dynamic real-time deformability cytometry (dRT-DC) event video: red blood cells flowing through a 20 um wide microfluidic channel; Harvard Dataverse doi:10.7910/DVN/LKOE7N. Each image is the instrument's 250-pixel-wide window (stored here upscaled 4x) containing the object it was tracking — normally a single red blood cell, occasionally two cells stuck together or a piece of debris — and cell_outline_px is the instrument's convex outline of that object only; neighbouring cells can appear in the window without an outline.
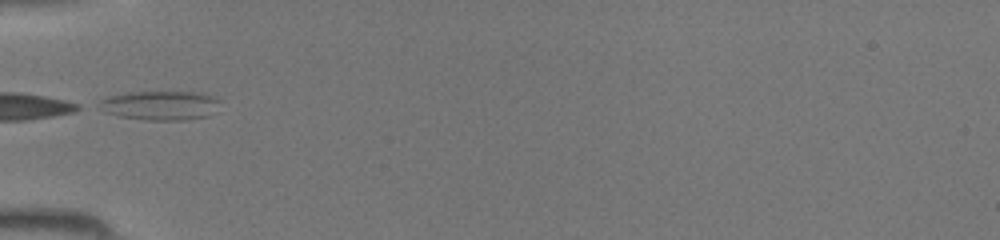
{"species": "common noctule bat (a hibernating species)", "species_latin": "Nyctalus noctula", "temperature_condition": "room temperature", "stored_images_in_passage": 27, "camera_frame_rate_fps": 3000, "um_per_image_px": 0.085, "animal": {"sex": "female", "body_mass_g": 19.5, "forearm_length_mm": 54.1}, "frame": {"image": 1, "passage_image": 1, "time_ms": 0.0, "image_size_px": [1000, 240], "cell_outline_px": [[220, 100], [208, 116], [184, 120], [148, 120], [120, 116], [104, 112], [96, 108], [92, 104], [100, 96], [124, 92], [204, 92]], "centroid_in_image_um": [13.42, 8.94], "position_along_channel_um": 71.6, "area_um2": 21.15}}
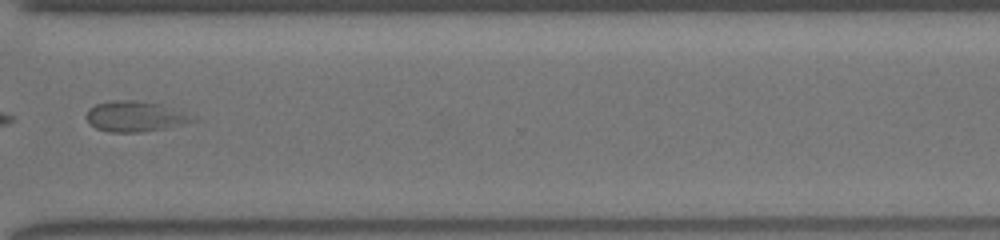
{"frame": {"image": 2, "passage_image": 20, "time_ms": 6.333, "image_size_px": [1000, 240], "cell_outline_px": [[196, 120], [184, 124], [164, 128], [140, 132], [108, 132], [96, 128], [88, 124], [84, 116], [88, 108], [96, 104], [108, 100], [136, 100], [160, 104]], "centroid_in_image_um": [11.31, 9.9], "position_along_channel_um": 359.3, "area_um2": 18.61}}